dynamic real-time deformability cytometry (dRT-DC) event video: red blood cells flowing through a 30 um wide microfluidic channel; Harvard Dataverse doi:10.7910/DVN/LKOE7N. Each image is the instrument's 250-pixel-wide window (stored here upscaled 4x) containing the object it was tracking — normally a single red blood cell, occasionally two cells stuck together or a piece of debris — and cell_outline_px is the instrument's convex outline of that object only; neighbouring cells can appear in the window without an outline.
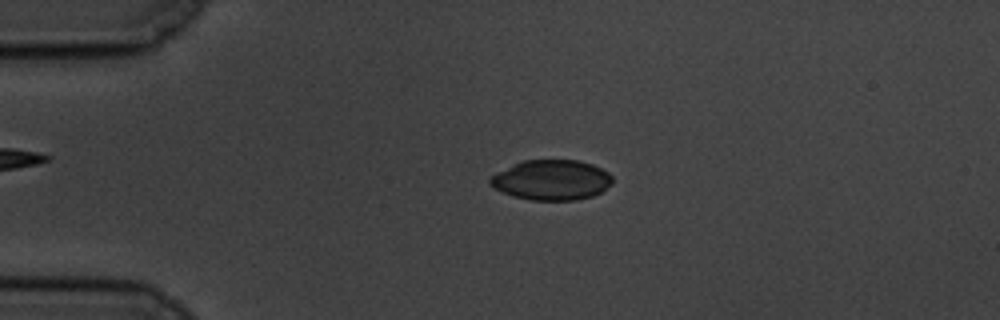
{"species": "common noctule bat (a hibernating species)", "species_latin": "Nyctalus noctula", "temperature_condition": "cold", "stored_images_in_passage": 58, "camera_frame_rate_fps": 3000, "um_per_image_px": 0.085, "animal": {"sex": "male", "body_mass_g": 19.5, "forearm_length_mm": 54.6}, "frame": {"image": 1, "passage_image": 13, "time_ms": 4.0, "image_size_px": [1000, 320], "cell_outline_px": [[612, 184], [600, 192], [592, 196], [576, 200], [532, 200], [512, 196], [488, 184], [488, 176], [512, 164], [524, 160], [580, 160], [592, 164], [608, 172], [612, 176]], "centroid_in_image_um": [46.85, 15.29], "position_along_channel_um": 38.1, "area_um2": 28.78}}
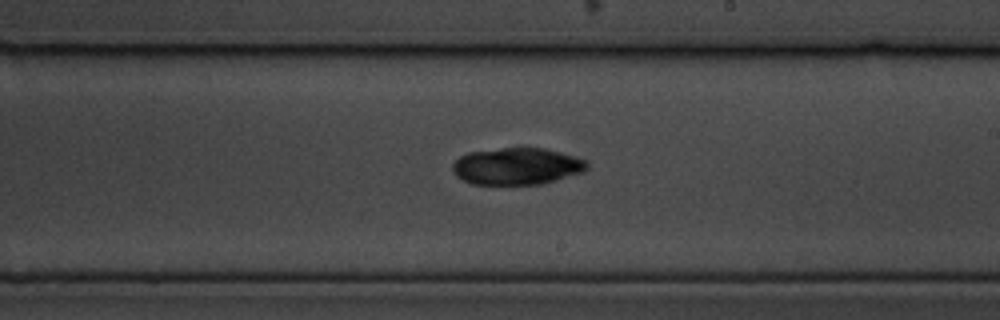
{"frame": {"image": 2, "passage_image": 34, "time_ms": 11.0, "image_size_px": [1000, 320], "cell_outline_px": [[588, 168], [584, 172], [556, 180], [540, 184], [472, 184], [456, 176], [452, 172], [452, 164], [460, 156], [468, 152], [504, 148], [544, 148], [560, 152], [584, 160], [588, 164]], "centroid_in_image_um": [43.91, 14.13], "position_along_channel_um": 245.1, "area_um2": 28.78}}
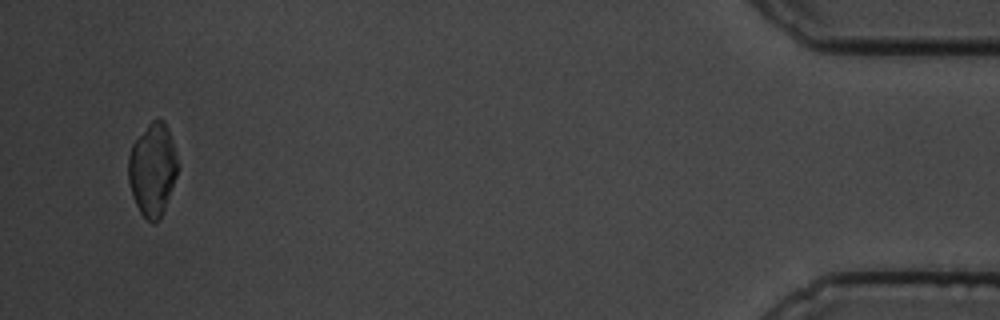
{"frame": {"image": 3, "passage_image": 56, "time_ms": 18.333, "image_size_px": [1000, 320], "cell_outline_px": [[176, 176], [160, 220], [156, 224], [152, 224], [140, 212], [136, 204], [128, 180], [128, 156], [132, 144], [148, 124], [156, 116], [164, 120], [168, 128], [176, 156]], "centroid_in_image_um": [12.95, 14.4], "position_along_channel_um": 422.3, "area_um2": 26.41}, "authors_computed_cell_mechanics": {"area_um2": 28.4954, "velocity_mm_per_s": 3.4475, "shape_relaxation_time_tau1_ms": 6.4654, "shape_relaxation_time_tau2_ms": null, "deformation_change_tau1": 0.1293, "deformation_change_tau2": null}}